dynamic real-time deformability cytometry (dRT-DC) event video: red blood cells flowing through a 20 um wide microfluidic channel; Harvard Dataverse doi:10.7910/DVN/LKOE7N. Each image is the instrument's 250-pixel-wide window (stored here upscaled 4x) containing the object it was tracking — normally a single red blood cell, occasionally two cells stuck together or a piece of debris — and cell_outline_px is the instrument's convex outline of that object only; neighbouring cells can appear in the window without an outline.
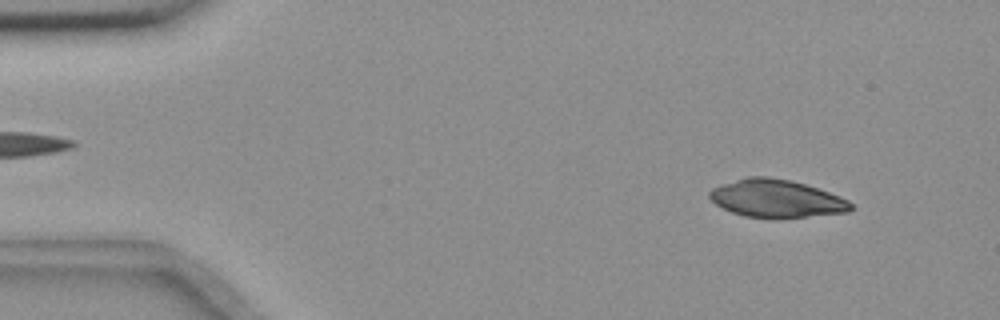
{"species": "common noctule bat (a hibernating species)", "species_latin": "Nyctalus noctula", "temperature_condition": "room temperature", "stored_images_in_passage": 52, "camera_frame_rate_fps": 3000, "um_per_image_px": 0.085, "animal": {"sex": "female", "body_mass_g": 18.4}, "frame": {"image": 1, "passage_image": 3, "time_ms": 0.667, "image_size_px": [1000, 320], "cell_outline_px": [[856, 208], [848, 212], [772, 220], [744, 216], [732, 212], [716, 204], [708, 196], [708, 192], [712, 188], [748, 176], [768, 176], [788, 180], [804, 184], [840, 196], [848, 200]], "centroid_in_image_um": [66.01, 16.9], "position_along_channel_um": 19.0, "area_um2": 31.33}}
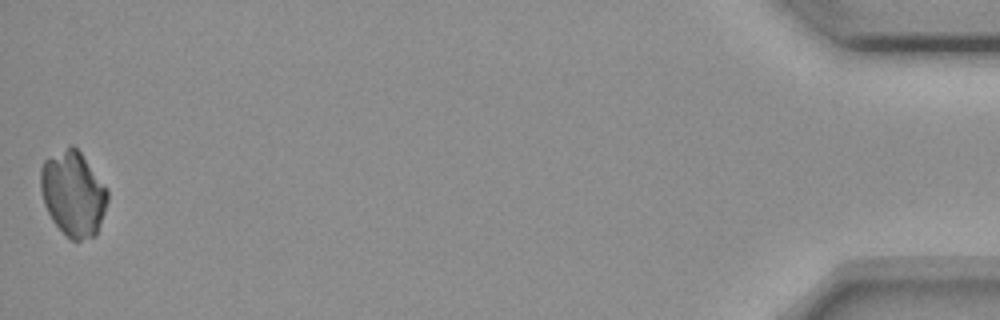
{"frame": {"image": 2, "passage_image": 52, "time_ms": 17.0, "image_size_px": [1000, 320], "cell_outline_px": [[108, 200], [96, 236], [80, 240], [72, 240], [52, 220], [44, 204], [40, 188], [40, 168], [44, 160], [72, 144], [80, 152], [108, 188]], "centroid_in_image_um": [6.22, 16.45], "position_along_channel_um": 429.0, "area_um2": 33.0}}